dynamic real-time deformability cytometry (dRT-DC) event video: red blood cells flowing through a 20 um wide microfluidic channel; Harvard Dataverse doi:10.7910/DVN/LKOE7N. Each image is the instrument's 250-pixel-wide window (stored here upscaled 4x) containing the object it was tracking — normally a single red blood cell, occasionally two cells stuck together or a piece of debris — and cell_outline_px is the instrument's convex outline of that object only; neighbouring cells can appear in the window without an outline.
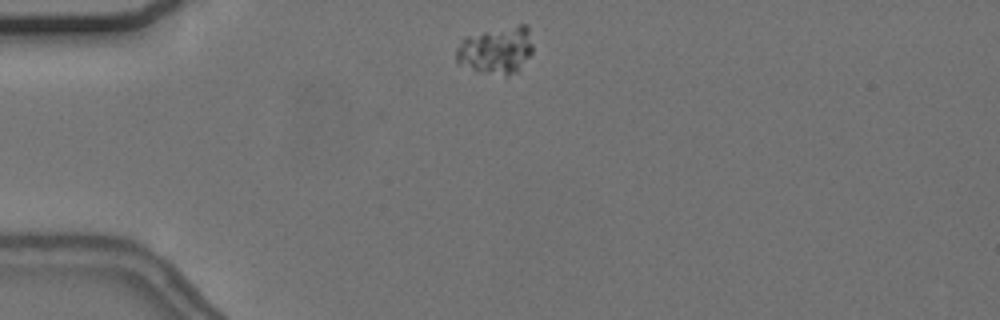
{"species": "common noctule bat (a hibernating species)", "species_latin": "Nyctalus noctula", "temperature_condition": "cold", "stored_images_in_passage": 4, "camera_frame_rate_fps": 3000, "um_per_image_px": 0.085, "animal": {"sex": "female", "body_mass_g": 24.6, "forearm_length_mm": 56.2}, "frame": {"image": 1, "passage_image": 2, "time_ms": 0.333, "image_size_px": [1000, 320], "cell_outline_px": [[532, 52], [516, 72], [508, 76], [504, 76], [480, 72], [456, 64], [456, 48], [460, 40], [464, 36], [520, 24], [528, 24], [532, 44]], "centroid_in_image_um": [42.14, 4.27], "position_along_channel_um": 42.9, "area_um2": 21.39}}